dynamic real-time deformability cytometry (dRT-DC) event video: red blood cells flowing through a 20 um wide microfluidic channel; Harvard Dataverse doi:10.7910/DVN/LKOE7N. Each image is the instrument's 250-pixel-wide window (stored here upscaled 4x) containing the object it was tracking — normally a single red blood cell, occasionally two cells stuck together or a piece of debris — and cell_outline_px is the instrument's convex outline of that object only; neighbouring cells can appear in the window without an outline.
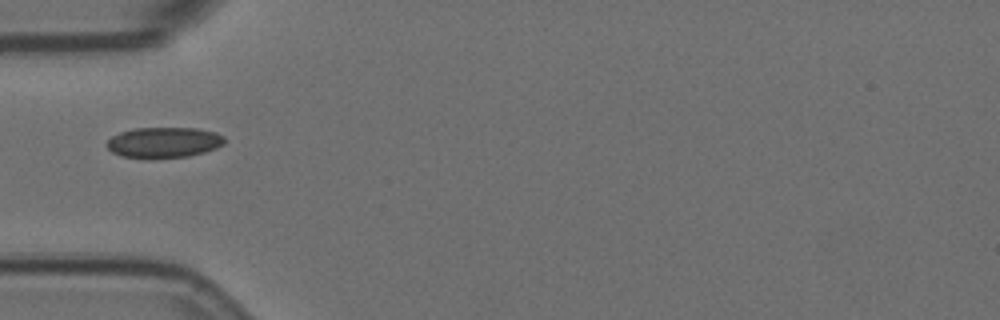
{"species": "Egyptian fruit bat (a non-hibernating species)", "species_latin": "Rousettus aegyptiacus", "temperature_condition": "room temperature", "stored_images_in_passage": 2, "camera_frame_rate_fps": 3000, "um_per_image_px": 0.085, "animal": {"sex": "female"}, "frame": {"image": 1, "passage_image": 1, "time_ms": 0.0, "image_size_px": [1000, 320], "cell_outline_px": [[224, 144], [216, 148], [204, 152], [188, 156], [148, 160], [120, 156], [112, 152], [104, 144], [112, 136], [120, 132], [132, 128], [196, 128], [216, 132], [224, 136]], "centroid_in_image_um": [13.88, 12.13], "position_along_channel_um": 71.1, "area_um2": 21.5}}